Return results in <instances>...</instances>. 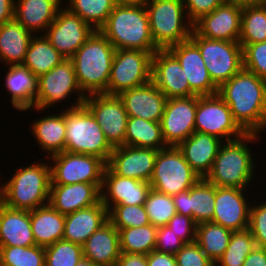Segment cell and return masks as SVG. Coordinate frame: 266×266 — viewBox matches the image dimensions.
Returning a JSON list of instances; mask_svg holds the SVG:
<instances>
[{
	"label": "cell",
	"mask_w": 266,
	"mask_h": 266,
	"mask_svg": "<svg viewBox=\"0 0 266 266\" xmlns=\"http://www.w3.org/2000/svg\"><path fill=\"white\" fill-rule=\"evenodd\" d=\"M124 145L160 150L166 148L160 122L128 117Z\"/></svg>",
	"instance_id": "8d00e7d4"
},
{
	"label": "cell",
	"mask_w": 266,
	"mask_h": 266,
	"mask_svg": "<svg viewBox=\"0 0 266 266\" xmlns=\"http://www.w3.org/2000/svg\"><path fill=\"white\" fill-rule=\"evenodd\" d=\"M243 0H225L210 14L193 24V30L202 37L239 41Z\"/></svg>",
	"instance_id": "2e32d148"
},
{
	"label": "cell",
	"mask_w": 266,
	"mask_h": 266,
	"mask_svg": "<svg viewBox=\"0 0 266 266\" xmlns=\"http://www.w3.org/2000/svg\"><path fill=\"white\" fill-rule=\"evenodd\" d=\"M108 221V210L100 200L97 204L65 215L63 240L83 245Z\"/></svg>",
	"instance_id": "f1b7e54d"
},
{
	"label": "cell",
	"mask_w": 266,
	"mask_h": 266,
	"mask_svg": "<svg viewBox=\"0 0 266 266\" xmlns=\"http://www.w3.org/2000/svg\"><path fill=\"white\" fill-rule=\"evenodd\" d=\"M243 266H266V248L256 246L246 257Z\"/></svg>",
	"instance_id": "11a10c76"
},
{
	"label": "cell",
	"mask_w": 266,
	"mask_h": 266,
	"mask_svg": "<svg viewBox=\"0 0 266 266\" xmlns=\"http://www.w3.org/2000/svg\"><path fill=\"white\" fill-rule=\"evenodd\" d=\"M147 264L148 266H177L175 255L156 250L147 255Z\"/></svg>",
	"instance_id": "f5cc1de1"
},
{
	"label": "cell",
	"mask_w": 266,
	"mask_h": 266,
	"mask_svg": "<svg viewBox=\"0 0 266 266\" xmlns=\"http://www.w3.org/2000/svg\"><path fill=\"white\" fill-rule=\"evenodd\" d=\"M223 142L214 135L195 131L177 147L192 170L200 178H206Z\"/></svg>",
	"instance_id": "4316f807"
},
{
	"label": "cell",
	"mask_w": 266,
	"mask_h": 266,
	"mask_svg": "<svg viewBox=\"0 0 266 266\" xmlns=\"http://www.w3.org/2000/svg\"><path fill=\"white\" fill-rule=\"evenodd\" d=\"M247 191L249 189L215 186V208L211 222L231 231L249 228L250 198L253 196H249Z\"/></svg>",
	"instance_id": "ac0fdd59"
},
{
	"label": "cell",
	"mask_w": 266,
	"mask_h": 266,
	"mask_svg": "<svg viewBox=\"0 0 266 266\" xmlns=\"http://www.w3.org/2000/svg\"><path fill=\"white\" fill-rule=\"evenodd\" d=\"M28 110L34 112H40L43 113L46 112L45 116L41 115L38 119H33L31 121L30 125V132L32 136L34 137V142L36 141L39 149L42 150V152H45V158H48L52 155L61 153L65 151V137H66V123H65V109L62 108V110L59 111V113H51L48 114L46 110L38 109V108H28L23 110L22 112H25ZM35 121V122H34Z\"/></svg>",
	"instance_id": "d4e9b609"
},
{
	"label": "cell",
	"mask_w": 266,
	"mask_h": 266,
	"mask_svg": "<svg viewBox=\"0 0 266 266\" xmlns=\"http://www.w3.org/2000/svg\"><path fill=\"white\" fill-rule=\"evenodd\" d=\"M44 249L45 266H76L83 257L82 245L63 239Z\"/></svg>",
	"instance_id": "ee69618b"
},
{
	"label": "cell",
	"mask_w": 266,
	"mask_h": 266,
	"mask_svg": "<svg viewBox=\"0 0 266 266\" xmlns=\"http://www.w3.org/2000/svg\"><path fill=\"white\" fill-rule=\"evenodd\" d=\"M255 247L249 228L233 231L229 245L215 266H243L246 257Z\"/></svg>",
	"instance_id": "60d3db41"
},
{
	"label": "cell",
	"mask_w": 266,
	"mask_h": 266,
	"mask_svg": "<svg viewBox=\"0 0 266 266\" xmlns=\"http://www.w3.org/2000/svg\"><path fill=\"white\" fill-rule=\"evenodd\" d=\"M225 0H183L188 20L194 24L202 16L210 14Z\"/></svg>",
	"instance_id": "816d5d0a"
},
{
	"label": "cell",
	"mask_w": 266,
	"mask_h": 266,
	"mask_svg": "<svg viewBox=\"0 0 266 266\" xmlns=\"http://www.w3.org/2000/svg\"><path fill=\"white\" fill-rule=\"evenodd\" d=\"M51 184L69 185L74 183L94 184L100 191L106 162L94 155L61 153L48 157ZM53 163V164H52Z\"/></svg>",
	"instance_id": "8fae6325"
},
{
	"label": "cell",
	"mask_w": 266,
	"mask_h": 266,
	"mask_svg": "<svg viewBox=\"0 0 266 266\" xmlns=\"http://www.w3.org/2000/svg\"><path fill=\"white\" fill-rule=\"evenodd\" d=\"M30 211L13 209L0 201V246H35Z\"/></svg>",
	"instance_id": "f546056e"
},
{
	"label": "cell",
	"mask_w": 266,
	"mask_h": 266,
	"mask_svg": "<svg viewBox=\"0 0 266 266\" xmlns=\"http://www.w3.org/2000/svg\"><path fill=\"white\" fill-rule=\"evenodd\" d=\"M95 117L105 138L114 148L124 145L128 115L118 95L94 93L86 95L83 103Z\"/></svg>",
	"instance_id": "5bb4252c"
},
{
	"label": "cell",
	"mask_w": 266,
	"mask_h": 266,
	"mask_svg": "<svg viewBox=\"0 0 266 266\" xmlns=\"http://www.w3.org/2000/svg\"><path fill=\"white\" fill-rule=\"evenodd\" d=\"M148 0H116L117 3L145 4Z\"/></svg>",
	"instance_id": "680465c9"
},
{
	"label": "cell",
	"mask_w": 266,
	"mask_h": 266,
	"mask_svg": "<svg viewBox=\"0 0 266 266\" xmlns=\"http://www.w3.org/2000/svg\"><path fill=\"white\" fill-rule=\"evenodd\" d=\"M108 221L116 229L150 224L144 205H116L108 211Z\"/></svg>",
	"instance_id": "f6af8a7d"
},
{
	"label": "cell",
	"mask_w": 266,
	"mask_h": 266,
	"mask_svg": "<svg viewBox=\"0 0 266 266\" xmlns=\"http://www.w3.org/2000/svg\"><path fill=\"white\" fill-rule=\"evenodd\" d=\"M64 7L79 15L94 30H100L117 4L116 0H65Z\"/></svg>",
	"instance_id": "f35d334b"
},
{
	"label": "cell",
	"mask_w": 266,
	"mask_h": 266,
	"mask_svg": "<svg viewBox=\"0 0 266 266\" xmlns=\"http://www.w3.org/2000/svg\"><path fill=\"white\" fill-rule=\"evenodd\" d=\"M83 257L98 266H115L120 257L118 230L107 221L82 245Z\"/></svg>",
	"instance_id": "4dcf8cb0"
},
{
	"label": "cell",
	"mask_w": 266,
	"mask_h": 266,
	"mask_svg": "<svg viewBox=\"0 0 266 266\" xmlns=\"http://www.w3.org/2000/svg\"><path fill=\"white\" fill-rule=\"evenodd\" d=\"M44 159V161H43ZM28 166L16 168L3 182L0 178V201L13 209L31 211L49 202L50 164L45 157ZM45 162V163H44Z\"/></svg>",
	"instance_id": "3957f363"
},
{
	"label": "cell",
	"mask_w": 266,
	"mask_h": 266,
	"mask_svg": "<svg viewBox=\"0 0 266 266\" xmlns=\"http://www.w3.org/2000/svg\"><path fill=\"white\" fill-rule=\"evenodd\" d=\"M112 43L95 30L71 58L78 85L85 95L106 93L115 55Z\"/></svg>",
	"instance_id": "5b68a950"
},
{
	"label": "cell",
	"mask_w": 266,
	"mask_h": 266,
	"mask_svg": "<svg viewBox=\"0 0 266 266\" xmlns=\"http://www.w3.org/2000/svg\"><path fill=\"white\" fill-rule=\"evenodd\" d=\"M34 35L15 19L0 25V62L6 66L22 65Z\"/></svg>",
	"instance_id": "d6a6232c"
},
{
	"label": "cell",
	"mask_w": 266,
	"mask_h": 266,
	"mask_svg": "<svg viewBox=\"0 0 266 266\" xmlns=\"http://www.w3.org/2000/svg\"><path fill=\"white\" fill-rule=\"evenodd\" d=\"M240 45L243 48V68L266 80V41Z\"/></svg>",
	"instance_id": "bcb514c9"
},
{
	"label": "cell",
	"mask_w": 266,
	"mask_h": 266,
	"mask_svg": "<svg viewBox=\"0 0 266 266\" xmlns=\"http://www.w3.org/2000/svg\"><path fill=\"white\" fill-rule=\"evenodd\" d=\"M177 266H215L203 252L197 242L186 243L175 254Z\"/></svg>",
	"instance_id": "c3c4849f"
},
{
	"label": "cell",
	"mask_w": 266,
	"mask_h": 266,
	"mask_svg": "<svg viewBox=\"0 0 266 266\" xmlns=\"http://www.w3.org/2000/svg\"><path fill=\"white\" fill-rule=\"evenodd\" d=\"M100 200L101 191L94 184H50L48 203L62 215L91 207Z\"/></svg>",
	"instance_id": "484cf974"
},
{
	"label": "cell",
	"mask_w": 266,
	"mask_h": 266,
	"mask_svg": "<svg viewBox=\"0 0 266 266\" xmlns=\"http://www.w3.org/2000/svg\"><path fill=\"white\" fill-rule=\"evenodd\" d=\"M65 123V151L94 155L108 162L113 147L105 138L95 117L84 104L65 109Z\"/></svg>",
	"instance_id": "8992f818"
},
{
	"label": "cell",
	"mask_w": 266,
	"mask_h": 266,
	"mask_svg": "<svg viewBox=\"0 0 266 266\" xmlns=\"http://www.w3.org/2000/svg\"><path fill=\"white\" fill-rule=\"evenodd\" d=\"M94 31L79 15L62 6L44 36L65 59H71Z\"/></svg>",
	"instance_id": "9a60e30c"
},
{
	"label": "cell",
	"mask_w": 266,
	"mask_h": 266,
	"mask_svg": "<svg viewBox=\"0 0 266 266\" xmlns=\"http://www.w3.org/2000/svg\"><path fill=\"white\" fill-rule=\"evenodd\" d=\"M255 202L250 205V215H249V230L255 240L257 247L266 248V198ZM256 203V204H255Z\"/></svg>",
	"instance_id": "7dc6e473"
},
{
	"label": "cell",
	"mask_w": 266,
	"mask_h": 266,
	"mask_svg": "<svg viewBox=\"0 0 266 266\" xmlns=\"http://www.w3.org/2000/svg\"><path fill=\"white\" fill-rule=\"evenodd\" d=\"M150 190L149 183L116 175L106 166L101 201L108 211L116 205H144Z\"/></svg>",
	"instance_id": "7402d4cb"
},
{
	"label": "cell",
	"mask_w": 266,
	"mask_h": 266,
	"mask_svg": "<svg viewBox=\"0 0 266 266\" xmlns=\"http://www.w3.org/2000/svg\"><path fill=\"white\" fill-rule=\"evenodd\" d=\"M128 116L160 122L165 111L167 97L153 81L125 90L118 95Z\"/></svg>",
	"instance_id": "603a6c76"
},
{
	"label": "cell",
	"mask_w": 266,
	"mask_h": 266,
	"mask_svg": "<svg viewBox=\"0 0 266 266\" xmlns=\"http://www.w3.org/2000/svg\"><path fill=\"white\" fill-rule=\"evenodd\" d=\"M167 226L185 243L196 241L197 224L192 217L176 213Z\"/></svg>",
	"instance_id": "681fc988"
},
{
	"label": "cell",
	"mask_w": 266,
	"mask_h": 266,
	"mask_svg": "<svg viewBox=\"0 0 266 266\" xmlns=\"http://www.w3.org/2000/svg\"><path fill=\"white\" fill-rule=\"evenodd\" d=\"M185 244L167 225L157 228L156 251L175 255Z\"/></svg>",
	"instance_id": "f907efd6"
},
{
	"label": "cell",
	"mask_w": 266,
	"mask_h": 266,
	"mask_svg": "<svg viewBox=\"0 0 266 266\" xmlns=\"http://www.w3.org/2000/svg\"><path fill=\"white\" fill-rule=\"evenodd\" d=\"M266 41V5L261 0H243L240 44Z\"/></svg>",
	"instance_id": "d590c367"
},
{
	"label": "cell",
	"mask_w": 266,
	"mask_h": 266,
	"mask_svg": "<svg viewBox=\"0 0 266 266\" xmlns=\"http://www.w3.org/2000/svg\"><path fill=\"white\" fill-rule=\"evenodd\" d=\"M176 213L192 217L196 224L211 222L215 208V186L200 178L190 189L172 196Z\"/></svg>",
	"instance_id": "cb8c5ba5"
},
{
	"label": "cell",
	"mask_w": 266,
	"mask_h": 266,
	"mask_svg": "<svg viewBox=\"0 0 266 266\" xmlns=\"http://www.w3.org/2000/svg\"><path fill=\"white\" fill-rule=\"evenodd\" d=\"M65 58L51 45L44 35H34L29 43L23 66L37 78L46 74Z\"/></svg>",
	"instance_id": "e575fe53"
},
{
	"label": "cell",
	"mask_w": 266,
	"mask_h": 266,
	"mask_svg": "<svg viewBox=\"0 0 266 266\" xmlns=\"http://www.w3.org/2000/svg\"><path fill=\"white\" fill-rule=\"evenodd\" d=\"M190 39L198 46L209 75L218 87L243 68V48L239 41L208 39L194 30Z\"/></svg>",
	"instance_id": "9c48e42d"
},
{
	"label": "cell",
	"mask_w": 266,
	"mask_h": 266,
	"mask_svg": "<svg viewBox=\"0 0 266 266\" xmlns=\"http://www.w3.org/2000/svg\"><path fill=\"white\" fill-rule=\"evenodd\" d=\"M99 31L115 49L143 50L152 55L159 49L151 36L144 4L117 3Z\"/></svg>",
	"instance_id": "277c9868"
},
{
	"label": "cell",
	"mask_w": 266,
	"mask_h": 266,
	"mask_svg": "<svg viewBox=\"0 0 266 266\" xmlns=\"http://www.w3.org/2000/svg\"><path fill=\"white\" fill-rule=\"evenodd\" d=\"M117 230L122 253L148 255L155 250L157 227L152 224Z\"/></svg>",
	"instance_id": "ab89813d"
},
{
	"label": "cell",
	"mask_w": 266,
	"mask_h": 266,
	"mask_svg": "<svg viewBox=\"0 0 266 266\" xmlns=\"http://www.w3.org/2000/svg\"><path fill=\"white\" fill-rule=\"evenodd\" d=\"M195 131L214 135L223 141H232L245 134L218 94L197 96Z\"/></svg>",
	"instance_id": "4fadbf2b"
},
{
	"label": "cell",
	"mask_w": 266,
	"mask_h": 266,
	"mask_svg": "<svg viewBox=\"0 0 266 266\" xmlns=\"http://www.w3.org/2000/svg\"><path fill=\"white\" fill-rule=\"evenodd\" d=\"M0 266H45L42 246H0Z\"/></svg>",
	"instance_id": "b9f144b4"
},
{
	"label": "cell",
	"mask_w": 266,
	"mask_h": 266,
	"mask_svg": "<svg viewBox=\"0 0 266 266\" xmlns=\"http://www.w3.org/2000/svg\"><path fill=\"white\" fill-rule=\"evenodd\" d=\"M197 96L170 98L160 124L166 146L177 147L195 132Z\"/></svg>",
	"instance_id": "e0dca14e"
},
{
	"label": "cell",
	"mask_w": 266,
	"mask_h": 266,
	"mask_svg": "<svg viewBox=\"0 0 266 266\" xmlns=\"http://www.w3.org/2000/svg\"><path fill=\"white\" fill-rule=\"evenodd\" d=\"M151 80L167 99L195 95L177 58L168 49L152 55Z\"/></svg>",
	"instance_id": "ffe728a7"
},
{
	"label": "cell",
	"mask_w": 266,
	"mask_h": 266,
	"mask_svg": "<svg viewBox=\"0 0 266 266\" xmlns=\"http://www.w3.org/2000/svg\"><path fill=\"white\" fill-rule=\"evenodd\" d=\"M168 50L179 61L189 82L190 90L195 95L217 94L218 86L212 81L199 48L191 39L170 46Z\"/></svg>",
	"instance_id": "44dd1931"
},
{
	"label": "cell",
	"mask_w": 266,
	"mask_h": 266,
	"mask_svg": "<svg viewBox=\"0 0 266 266\" xmlns=\"http://www.w3.org/2000/svg\"><path fill=\"white\" fill-rule=\"evenodd\" d=\"M151 36L159 49H168L190 39L193 24L183 0H148L145 4Z\"/></svg>",
	"instance_id": "52a82bcc"
},
{
	"label": "cell",
	"mask_w": 266,
	"mask_h": 266,
	"mask_svg": "<svg viewBox=\"0 0 266 266\" xmlns=\"http://www.w3.org/2000/svg\"><path fill=\"white\" fill-rule=\"evenodd\" d=\"M14 19V0H0V25Z\"/></svg>",
	"instance_id": "9f6ffc18"
},
{
	"label": "cell",
	"mask_w": 266,
	"mask_h": 266,
	"mask_svg": "<svg viewBox=\"0 0 266 266\" xmlns=\"http://www.w3.org/2000/svg\"><path fill=\"white\" fill-rule=\"evenodd\" d=\"M158 151L126 145L114 147L106 166L116 175L149 183Z\"/></svg>",
	"instance_id": "d6986e66"
},
{
	"label": "cell",
	"mask_w": 266,
	"mask_h": 266,
	"mask_svg": "<svg viewBox=\"0 0 266 266\" xmlns=\"http://www.w3.org/2000/svg\"><path fill=\"white\" fill-rule=\"evenodd\" d=\"M232 232L219 224L204 222L197 225L196 242L202 252L216 264L229 245Z\"/></svg>",
	"instance_id": "74e56055"
},
{
	"label": "cell",
	"mask_w": 266,
	"mask_h": 266,
	"mask_svg": "<svg viewBox=\"0 0 266 266\" xmlns=\"http://www.w3.org/2000/svg\"><path fill=\"white\" fill-rule=\"evenodd\" d=\"M4 87L12 108L18 112L35 107L37 77L23 65L6 66Z\"/></svg>",
	"instance_id": "1f68e13d"
},
{
	"label": "cell",
	"mask_w": 266,
	"mask_h": 266,
	"mask_svg": "<svg viewBox=\"0 0 266 266\" xmlns=\"http://www.w3.org/2000/svg\"><path fill=\"white\" fill-rule=\"evenodd\" d=\"M152 54L148 51L116 49L107 94L121 92L151 81Z\"/></svg>",
	"instance_id": "7c38bea8"
},
{
	"label": "cell",
	"mask_w": 266,
	"mask_h": 266,
	"mask_svg": "<svg viewBox=\"0 0 266 266\" xmlns=\"http://www.w3.org/2000/svg\"><path fill=\"white\" fill-rule=\"evenodd\" d=\"M150 224L161 227L168 224L176 214L172 196L160 193L151 188L144 203Z\"/></svg>",
	"instance_id": "7bdbcfd3"
},
{
	"label": "cell",
	"mask_w": 266,
	"mask_h": 266,
	"mask_svg": "<svg viewBox=\"0 0 266 266\" xmlns=\"http://www.w3.org/2000/svg\"><path fill=\"white\" fill-rule=\"evenodd\" d=\"M217 94L229 106L234 121L245 133L266 130V80L242 68L218 87Z\"/></svg>",
	"instance_id": "6da1fadb"
},
{
	"label": "cell",
	"mask_w": 266,
	"mask_h": 266,
	"mask_svg": "<svg viewBox=\"0 0 266 266\" xmlns=\"http://www.w3.org/2000/svg\"><path fill=\"white\" fill-rule=\"evenodd\" d=\"M259 136L262 135L245 133L241 138L224 141L218 150L212 169L205 179L216 187L240 189L252 187L255 182L252 180L258 177L255 176V173L259 167L254 161V154L251 150L253 145L251 144L259 143L261 140Z\"/></svg>",
	"instance_id": "7a4b0ae2"
},
{
	"label": "cell",
	"mask_w": 266,
	"mask_h": 266,
	"mask_svg": "<svg viewBox=\"0 0 266 266\" xmlns=\"http://www.w3.org/2000/svg\"><path fill=\"white\" fill-rule=\"evenodd\" d=\"M199 179L178 147L167 146L158 151L149 184L160 193L174 196L190 189Z\"/></svg>",
	"instance_id": "30bf717a"
},
{
	"label": "cell",
	"mask_w": 266,
	"mask_h": 266,
	"mask_svg": "<svg viewBox=\"0 0 266 266\" xmlns=\"http://www.w3.org/2000/svg\"><path fill=\"white\" fill-rule=\"evenodd\" d=\"M30 221L36 245L46 247L63 239L65 215L49 203L31 210Z\"/></svg>",
	"instance_id": "836d02e7"
},
{
	"label": "cell",
	"mask_w": 266,
	"mask_h": 266,
	"mask_svg": "<svg viewBox=\"0 0 266 266\" xmlns=\"http://www.w3.org/2000/svg\"><path fill=\"white\" fill-rule=\"evenodd\" d=\"M115 266H148L147 255L121 252Z\"/></svg>",
	"instance_id": "db71d44e"
},
{
	"label": "cell",
	"mask_w": 266,
	"mask_h": 266,
	"mask_svg": "<svg viewBox=\"0 0 266 266\" xmlns=\"http://www.w3.org/2000/svg\"><path fill=\"white\" fill-rule=\"evenodd\" d=\"M63 0H14V19L33 35H44Z\"/></svg>",
	"instance_id": "83f0119b"
},
{
	"label": "cell",
	"mask_w": 266,
	"mask_h": 266,
	"mask_svg": "<svg viewBox=\"0 0 266 266\" xmlns=\"http://www.w3.org/2000/svg\"><path fill=\"white\" fill-rule=\"evenodd\" d=\"M76 266H98L90 261L88 258L82 257Z\"/></svg>",
	"instance_id": "6f0895ef"
},
{
	"label": "cell",
	"mask_w": 266,
	"mask_h": 266,
	"mask_svg": "<svg viewBox=\"0 0 266 266\" xmlns=\"http://www.w3.org/2000/svg\"><path fill=\"white\" fill-rule=\"evenodd\" d=\"M73 96L77 98L69 105L68 102ZM85 98L86 95L78 85L71 59L63 60L59 65L37 78L35 108L48 110L50 107H56L57 104H62V107L68 99V107H64V109H72L83 105ZM61 102L65 103L63 104Z\"/></svg>",
	"instance_id": "ba28073f"
}]
</instances>
